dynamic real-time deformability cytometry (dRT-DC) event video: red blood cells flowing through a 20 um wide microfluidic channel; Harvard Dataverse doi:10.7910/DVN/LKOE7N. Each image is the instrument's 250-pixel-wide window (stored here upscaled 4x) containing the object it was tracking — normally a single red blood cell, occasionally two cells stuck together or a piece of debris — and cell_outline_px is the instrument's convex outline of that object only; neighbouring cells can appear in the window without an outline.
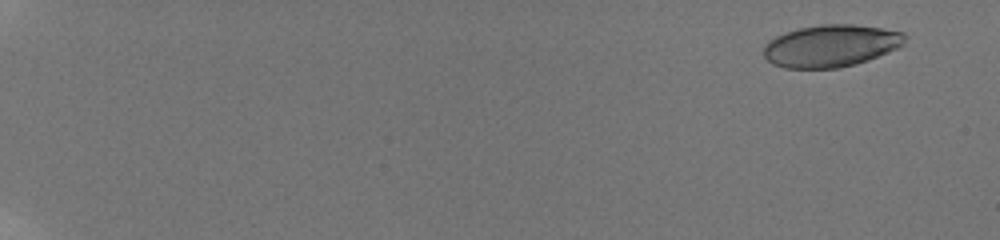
{"species": "human", "species_latin": "Homo sapiens", "temperature_condition": "room temperature", "stored_images_in_passage": 60, "camera_frame_rate_fps": 3000, "um_per_image_px": 0.085, "donor": {"sex": "male"}, "frame": {"image": 1, "passage_image": 5, "time_ms": 1.333, "image_size_px": [1000, 240], "cell_outline_px": [[908, 36], [904, 44], [888, 52], [868, 60], [856, 64], [836, 68], [784, 68], [772, 64], [764, 56], [764, 48], [776, 36], [800, 28], [820, 24], [852, 24], [880, 28], [904, 32]], "centroid_in_image_um": [70.67, 3.9], "position_along_channel_um": 14.3, "area_um2": 34.51}}
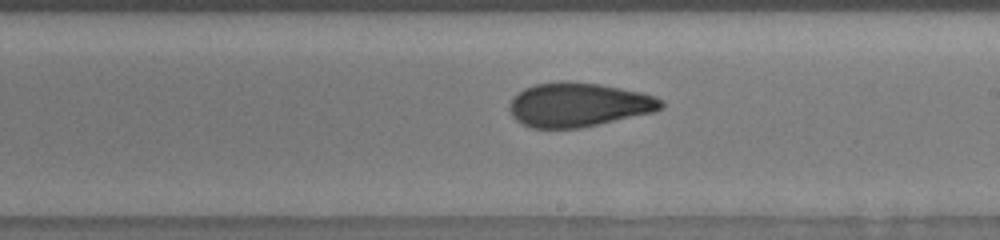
{"frame": {"image": 2, "passage_image": 40, "time_ms": 13.0, "image_size_px": [1000, 240], "cell_outline_px": [[664, 108], [652, 112], [580, 128], [532, 128], [520, 124], [512, 116], [508, 108], [508, 104], [512, 96], [524, 88], [536, 84], [560, 80], [568, 80], [600, 84], [640, 92], [656, 96], [664, 100]], "centroid_in_image_um": [49.13, 8.89], "position_along_channel_um": 239.9, "area_um2": 39.36}}
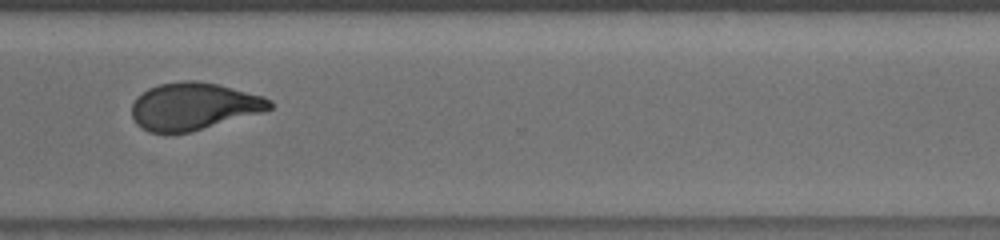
{"frame": {"image": 3, "passage_image": 49, "time_ms": 16.0, "image_size_px": [1000, 240], "cell_outline_px": [[272, 108], [264, 112], [188, 132], [148, 132], [140, 128], [136, 124], [132, 116], [132, 104], [136, 96], [148, 88], [160, 84], [184, 80], [196, 80], [216, 84], [264, 96], [272, 100]], "centroid_in_image_um": [16.44, 9.03], "position_along_channel_um": 354.2, "area_um2": 37.92}, "authors_computed_cell_mechanics": {"area_um2": 37.7723, "velocity_mm_per_s": 3.8122, "shape_relaxation_time_tau1_ms": 5.522, "shape_relaxation_time_tau2_ms": 1.4924, "deformation_change_tau1": 0.189, "deformation_change_tau2": 0.0774}}